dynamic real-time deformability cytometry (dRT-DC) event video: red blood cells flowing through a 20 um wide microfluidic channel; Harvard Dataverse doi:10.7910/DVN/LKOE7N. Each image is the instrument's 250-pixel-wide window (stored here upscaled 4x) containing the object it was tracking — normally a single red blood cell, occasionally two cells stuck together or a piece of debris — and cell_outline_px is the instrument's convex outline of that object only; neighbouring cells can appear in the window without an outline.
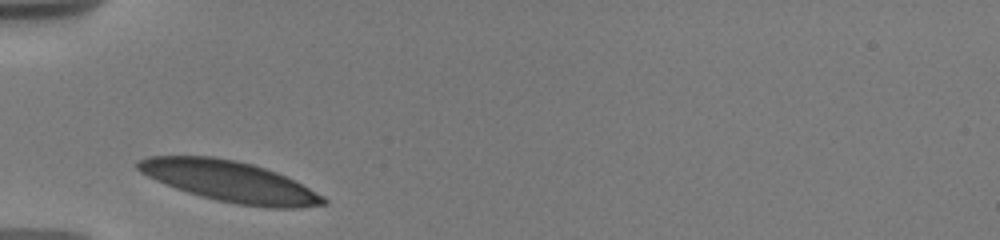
{"species": "human", "species_latin": "Homo sapiens", "temperature_condition": "warm", "stored_images_in_passage": 3, "camera_frame_rate_fps": 3000, "um_per_image_px": 0.085, "donor": {"sex": "male"}, "frame": {"image": 1, "passage_image": 1, "time_ms": 0.0, "image_size_px": [1000, 240], "cell_outline_px": [[328, 204], [296, 208], [272, 208], [236, 204], [216, 200], [200, 196], [176, 188], [156, 180], [140, 172], [136, 168], [136, 164], [140, 160], [148, 156], [212, 156], [236, 160], [252, 164], [276, 172], [324, 196], [328, 200]], "centroid_in_image_um": [19.53, 15.42], "position_along_channel_um": 65.5, "area_um2": 43.75}}
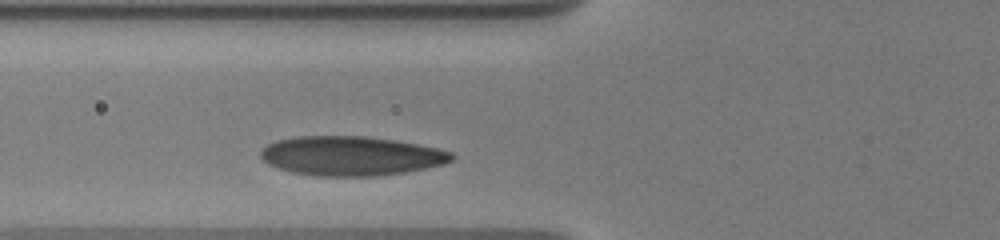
{"frame": {"image": 2, "passage_image": 3, "time_ms": 1.0, "image_size_px": [1000, 240], "cell_outline_px": [[456, 156], [452, 160], [444, 164], [404, 172], [376, 176], [316, 176], [292, 172], [268, 164], [260, 156], [260, 152], [268, 144], [276, 140], [296, 136], [364, 136], [396, 140], [436, 148], [452, 152]], "centroid_in_image_um": [29.83, 13.25], "position_along_channel_um": 96.0, "area_um2": 43.7}}